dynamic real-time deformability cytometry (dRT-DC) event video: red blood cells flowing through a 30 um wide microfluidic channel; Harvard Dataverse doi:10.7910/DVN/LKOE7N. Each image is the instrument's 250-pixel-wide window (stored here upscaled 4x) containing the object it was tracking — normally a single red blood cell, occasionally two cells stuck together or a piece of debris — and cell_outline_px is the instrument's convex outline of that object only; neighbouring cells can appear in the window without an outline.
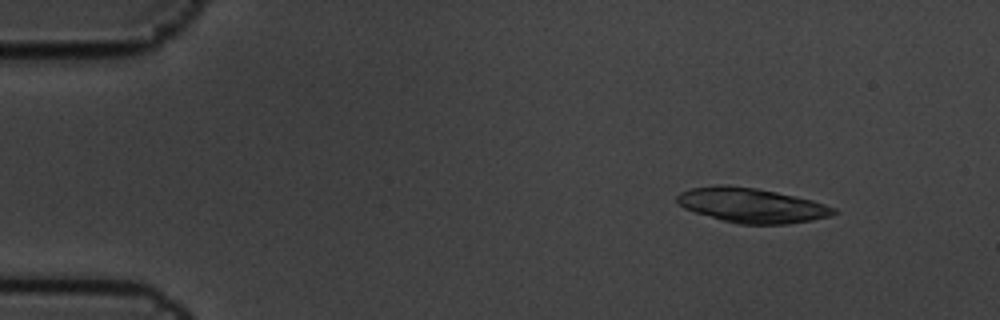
{"species": "common noctule bat (a hibernating species)", "species_latin": "Nyctalus noctula", "temperature_condition": "cold", "stored_images_in_passage": 10, "camera_frame_rate_fps": 3000, "um_per_image_px": 0.085, "animal": {"sex": "male", "body_mass_g": 19.5, "forearm_length_mm": 54.6}, "frame": {"image": 1, "passage_image": 2, "time_ms": 0.333, "image_size_px": [1000, 320], "cell_outline_px": [[836, 212], [828, 216], [812, 220], [788, 224], [740, 224], [724, 220], [696, 212], [684, 208], [676, 200], [676, 196], [680, 192], [692, 188], [716, 184], [728, 184], [756, 188], [776, 192], [812, 200], [836, 208]], "centroid_in_image_um": [63.87, 17.44], "position_along_channel_um": 21.1, "area_um2": 31.39}}
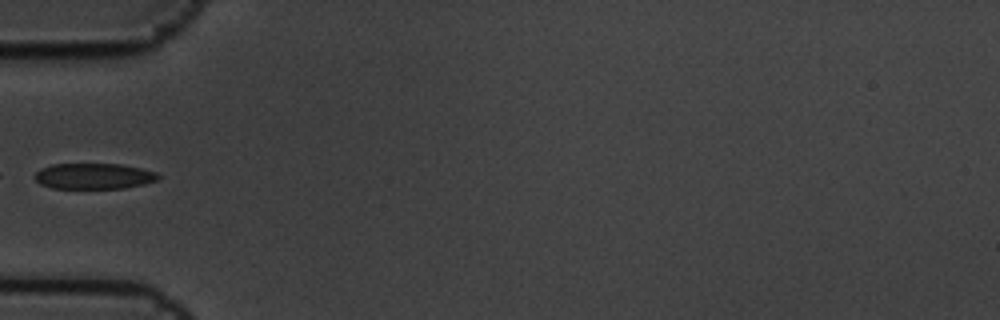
{"frame": {"image": 2, "passage_image": 5, "time_ms": 1.333, "image_size_px": [1000, 320], "cell_outline_px": [[160, 176], [156, 180], [144, 184], [124, 188], [52, 188], [40, 184], [32, 176], [40, 168], [52, 164], [120, 164], [140, 168], [156, 172]], "centroid_in_image_um": [7.93, 14.97], "position_along_channel_um": 77.1, "area_um2": 18.55}}
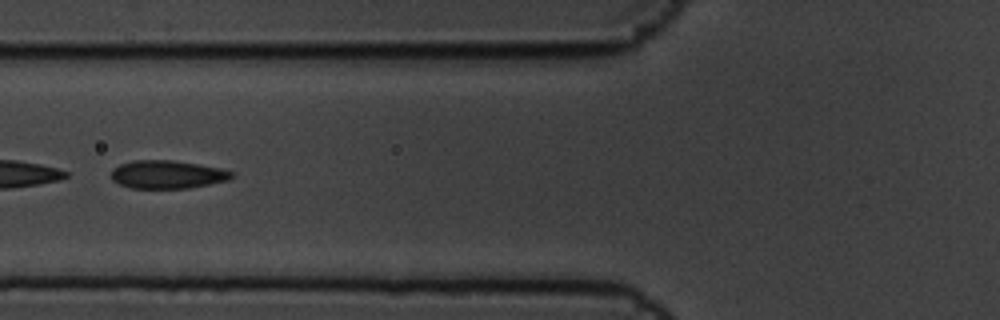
{"frame": {"image": 3, "passage_image": 6, "time_ms": 1.667, "image_size_px": [1000, 320], "cell_outline_px": [[236, 176], [228, 180], [188, 188], [132, 188], [120, 184], [112, 180], [112, 168], [120, 164], [132, 160], [172, 160], [200, 164], [220, 168], [236, 172]], "centroid_in_image_um": [14.26, 14.82], "position_along_channel_um": 111.5, "area_um2": 19.88}}